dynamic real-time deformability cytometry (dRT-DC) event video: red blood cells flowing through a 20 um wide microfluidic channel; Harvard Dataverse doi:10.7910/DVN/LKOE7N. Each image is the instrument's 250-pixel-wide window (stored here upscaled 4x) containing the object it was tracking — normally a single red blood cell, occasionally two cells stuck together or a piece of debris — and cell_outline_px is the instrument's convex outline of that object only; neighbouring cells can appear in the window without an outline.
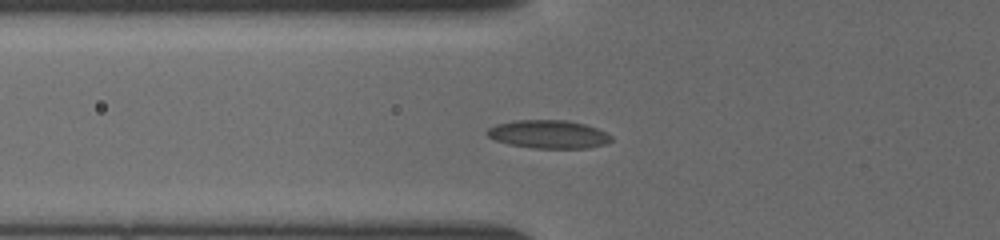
{"species": "common noctule bat (a hibernating species)", "species_latin": "Nyctalus noctula", "temperature_condition": "cold", "stored_images_in_passage": 29, "camera_frame_rate_fps": 3000, "um_per_image_px": 0.085, "animal": {"sex": "female", "body_mass_g": 19.5, "forearm_length_mm": 54.1}, "frame": {"image": 1, "passage_image": 3, "time_ms": 1.0, "image_size_px": [1000, 240], "cell_outline_px": [[612, 140], [604, 144], [588, 148], [532, 148], [508, 144], [496, 140], [488, 136], [484, 132], [488, 128], [496, 124], [516, 120], [564, 120], [584, 124], [596, 128], [612, 136]], "centroid_in_image_um": [46.59, 11.41], "position_along_channel_um": 79.2, "area_um2": 20.35}}
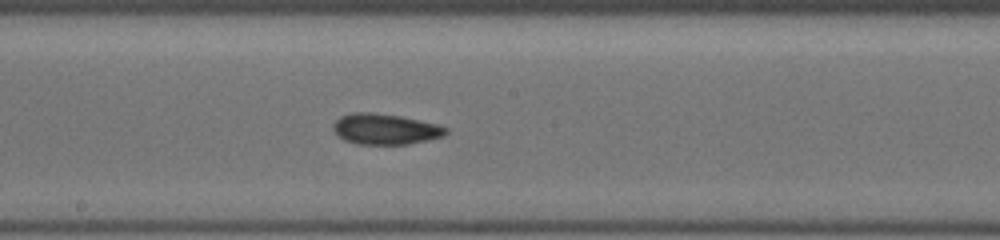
{"frame": {"image": 2, "passage_image": 12, "time_ms": 4.333, "image_size_px": [1000, 240], "cell_outline_px": [[448, 132], [444, 136], [428, 140], [408, 144], [356, 144], [344, 140], [336, 136], [332, 128], [332, 124], [340, 116], [352, 112], [372, 112], [400, 116], [420, 120], [436, 124], [448, 128]], "centroid_in_image_um": [32.7, 10.97], "position_along_channel_um": 215.5, "area_um2": 20.4}}
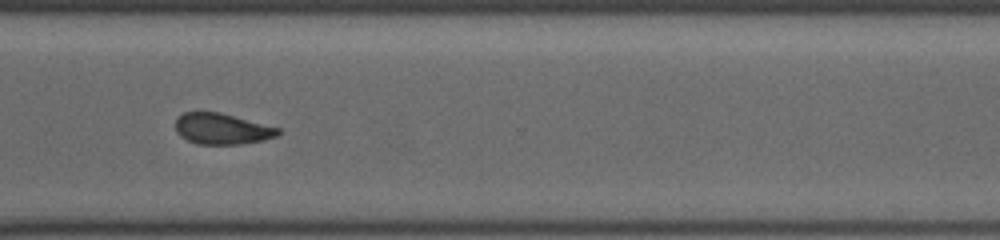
{"frame": {"image": 3, "passage_image": 28, "time_ms": 7.667, "image_size_px": [1000, 240], "cell_outline_px": [[280, 132], [276, 136], [264, 140], [240, 144], [196, 144], [180, 136], [176, 132], [176, 120], [184, 112], [220, 112], [280, 128]], "centroid_in_image_um": [18.86, 10.95], "position_along_channel_um": 351.7, "area_um2": 18.44}}